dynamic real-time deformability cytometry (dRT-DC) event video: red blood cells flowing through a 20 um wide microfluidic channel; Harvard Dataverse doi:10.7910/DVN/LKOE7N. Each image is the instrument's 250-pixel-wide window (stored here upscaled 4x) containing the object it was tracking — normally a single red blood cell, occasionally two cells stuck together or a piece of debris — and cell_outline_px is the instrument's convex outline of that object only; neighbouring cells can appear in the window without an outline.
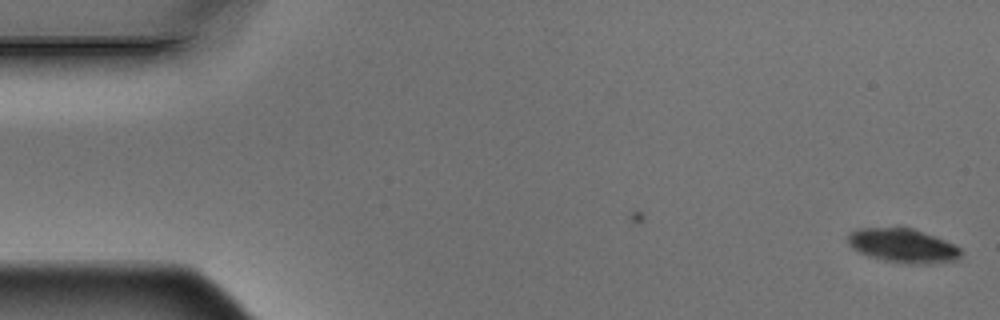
{"species": "Egyptian fruit bat (a non-hibernating species)", "species_latin": "Rousettus aegyptiacus", "temperature_condition": "warm", "stored_images_in_passage": 2, "camera_frame_rate_fps": 3000, "um_per_image_px": 0.085, "animal": {"sex": "male"}, "frame": {"image": 1, "passage_image": 2, "time_ms": 0.333, "image_size_px": [1000, 320], "cell_outline_px": [[960, 256], [956, 260], [928, 264], [904, 264], [884, 260], [868, 256], [852, 248], [848, 244], [848, 236], [856, 228], [912, 228], [924, 232], [944, 240], [960, 248]], "centroid_in_image_um": [76.73, 20.89], "position_along_channel_um": 8.3, "area_um2": 22.25}}